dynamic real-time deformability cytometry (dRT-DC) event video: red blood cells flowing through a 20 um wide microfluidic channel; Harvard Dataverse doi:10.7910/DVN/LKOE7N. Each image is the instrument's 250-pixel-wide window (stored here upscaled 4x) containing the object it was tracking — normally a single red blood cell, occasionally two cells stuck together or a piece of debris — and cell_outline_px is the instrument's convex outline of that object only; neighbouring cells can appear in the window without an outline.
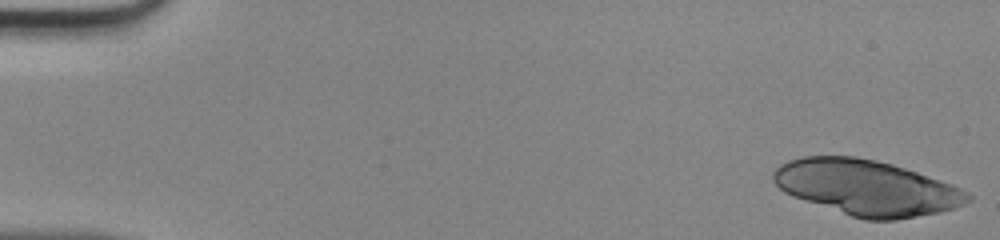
{"species": "human", "species_latin": "Homo sapiens", "temperature_condition": "room temperature", "stored_images_in_passage": 46, "camera_frame_rate_fps": 3000, "um_per_image_px": 0.085, "donor": {"sex": "male"}, "frame": {"image": 1, "passage_image": 1, "time_ms": 0.0, "image_size_px": [1000, 240], "cell_outline_px": [[972, 200], [952, 208], [940, 212], [896, 220], [864, 220], [792, 196], [784, 192], [772, 180], [772, 172], [780, 164], [788, 160], [804, 156], [856, 156], [876, 160], [892, 164], [952, 184], [968, 192], [972, 196]], "centroid_in_image_um": [73.65, 15.94], "position_along_channel_um": 11.4, "area_um2": 62.48}}
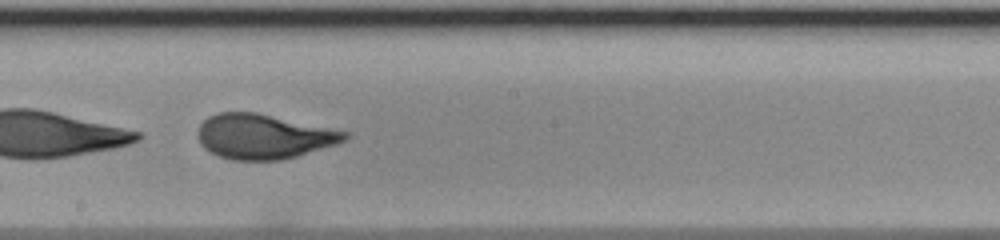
{"frame": {"image": 2, "passage_image": 27, "time_ms": 8.667, "image_size_px": [1000, 240], "cell_outline_px": [[348, 136], [344, 140], [336, 144], [296, 156], [280, 160], [232, 160], [220, 156], [204, 148], [200, 144], [200, 124], [208, 116], [216, 112], [256, 112], [348, 132]], "centroid_in_image_um": [22.38, 11.6], "position_along_channel_um": 225.8, "area_um2": 37.8}}
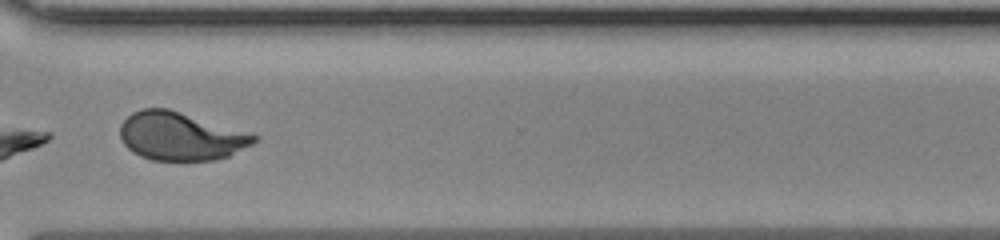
{"frame": {"image": 3, "passage_image": 36, "time_ms": 11.667, "image_size_px": [1000, 240], "cell_outline_px": [[260, 136], [252, 144], [228, 156], [216, 160], [152, 160], [140, 156], [132, 152], [124, 144], [120, 136], [120, 124], [132, 112], [140, 108], [168, 108], [252, 132]], "centroid_in_image_um": [15.37, 11.56], "position_along_channel_um": 355.2, "area_um2": 37.97}}